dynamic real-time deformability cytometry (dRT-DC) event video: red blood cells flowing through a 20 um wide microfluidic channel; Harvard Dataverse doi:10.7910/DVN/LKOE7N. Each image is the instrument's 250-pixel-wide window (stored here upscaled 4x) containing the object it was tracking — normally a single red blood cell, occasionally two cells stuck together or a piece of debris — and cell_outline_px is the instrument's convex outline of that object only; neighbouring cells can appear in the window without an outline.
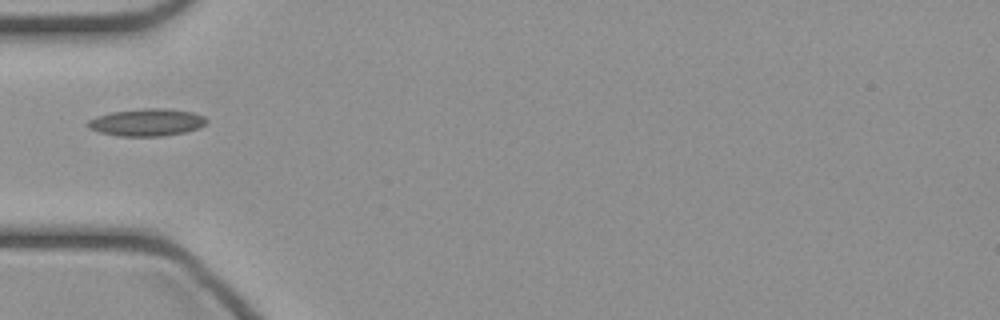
{"species": "common noctule bat (a hibernating species)", "species_latin": "Nyctalus noctula", "temperature_condition": "cold", "stored_images_in_passage": 14, "camera_frame_rate_fps": 3000, "um_per_image_px": 0.085, "animal": {"sex": "female", "body_mass_g": 21.9}, "frame": {"image": 1, "passage_image": 1, "time_ms": 0.0, "image_size_px": [1000, 320], "cell_outline_px": [[208, 124], [200, 128], [184, 132], [160, 136], [116, 136], [100, 132], [88, 128], [84, 124], [88, 120], [96, 116], [112, 112], [140, 108], [168, 108], [192, 112], [204, 116], [208, 120]], "centroid_in_image_um": [12.48, 10.39], "position_along_channel_um": 72.5, "area_um2": 19.19}}
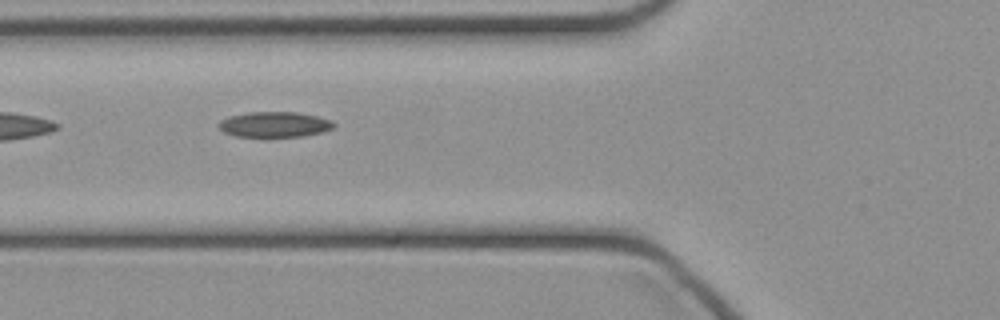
{"frame": {"image": 2, "passage_image": 3, "time_ms": 0.667, "image_size_px": [1000, 320], "cell_outline_px": [[336, 128], [324, 132], [304, 136], [264, 140], [236, 136], [224, 132], [216, 124], [220, 120], [228, 116], [248, 112], [296, 112], [316, 116], [332, 120], [336, 124]], "centroid_in_image_um": [23.33, 10.63], "position_along_channel_um": 102.5, "area_um2": 18.15}}
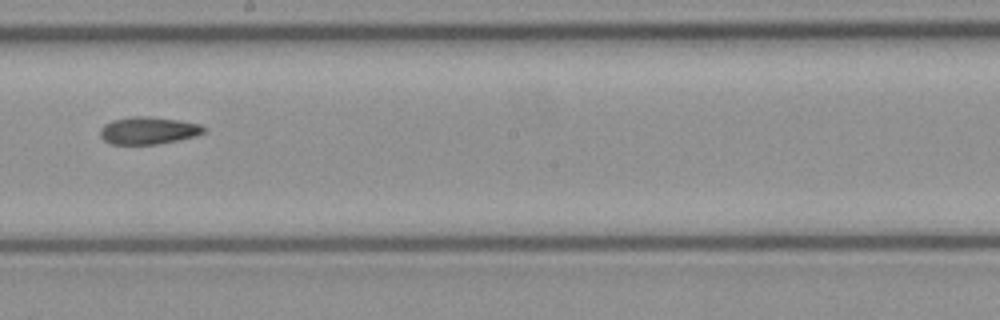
{"frame": {"image": 3, "passage_image": 12, "time_ms": 3.667, "image_size_px": [1000, 320], "cell_outline_px": [[208, 128], [204, 132], [196, 136], [156, 144], [108, 144], [100, 136], [100, 128], [104, 124], [112, 120], [132, 116], [148, 116], [176, 120], [200, 124]], "centroid_in_image_um": [12.58, 11.09], "position_along_channel_um": 235.6, "area_um2": 16.53}}